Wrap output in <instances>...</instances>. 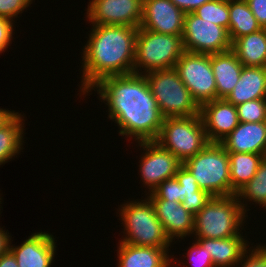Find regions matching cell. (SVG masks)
<instances>
[{"mask_svg": "<svg viewBox=\"0 0 266 267\" xmlns=\"http://www.w3.org/2000/svg\"><path fill=\"white\" fill-rule=\"evenodd\" d=\"M93 89L101 102H106L108 118L119 126V135L135 139V142L157 139L164 117L144 74L102 78L86 95Z\"/></svg>", "mask_w": 266, "mask_h": 267, "instance_id": "cell-1", "label": "cell"}, {"mask_svg": "<svg viewBox=\"0 0 266 267\" xmlns=\"http://www.w3.org/2000/svg\"><path fill=\"white\" fill-rule=\"evenodd\" d=\"M83 46L80 94H86L102 78L133 73L138 28L92 24Z\"/></svg>", "mask_w": 266, "mask_h": 267, "instance_id": "cell-2", "label": "cell"}, {"mask_svg": "<svg viewBox=\"0 0 266 267\" xmlns=\"http://www.w3.org/2000/svg\"><path fill=\"white\" fill-rule=\"evenodd\" d=\"M118 209L124 227L120 242L133 246L169 248L171 241L155 214L151 200L127 201Z\"/></svg>", "mask_w": 266, "mask_h": 267, "instance_id": "cell-3", "label": "cell"}, {"mask_svg": "<svg viewBox=\"0 0 266 267\" xmlns=\"http://www.w3.org/2000/svg\"><path fill=\"white\" fill-rule=\"evenodd\" d=\"M247 216L236 195L212 197L194 215V239H223L239 235Z\"/></svg>", "mask_w": 266, "mask_h": 267, "instance_id": "cell-4", "label": "cell"}, {"mask_svg": "<svg viewBox=\"0 0 266 267\" xmlns=\"http://www.w3.org/2000/svg\"><path fill=\"white\" fill-rule=\"evenodd\" d=\"M184 52L182 35L160 34L139 27L133 73L175 68Z\"/></svg>", "mask_w": 266, "mask_h": 267, "instance_id": "cell-5", "label": "cell"}, {"mask_svg": "<svg viewBox=\"0 0 266 267\" xmlns=\"http://www.w3.org/2000/svg\"><path fill=\"white\" fill-rule=\"evenodd\" d=\"M183 165L192 173L201 190L212 197L231 196L228 152L220 143H209Z\"/></svg>", "mask_w": 266, "mask_h": 267, "instance_id": "cell-6", "label": "cell"}, {"mask_svg": "<svg viewBox=\"0 0 266 267\" xmlns=\"http://www.w3.org/2000/svg\"><path fill=\"white\" fill-rule=\"evenodd\" d=\"M144 75L164 118L200 114V107L183 84L175 68L155 70Z\"/></svg>", "mask_w": 266, "mask_h": 267, "instance_id": "cell-7", "label": "cell"}, {"mask_svg": "<svg viewBox=\"0 0 266 267\" xmlns=\"http://www.w3.org/2000/svg\"><path fill=\"white\" fill-rule=\"evenodd\" d=\"M184 163L199 153L209 141L200 114L188 117L164 118L155 140Z\"/></svg>", "mask_w": 266, "mask_h": 267, "instance_id": "cell-8", "label": "cell"}, {"mask_svg": "<svg viewBox=\"0 0 266 267\" xmlns=\"http://www.w3.org/2000/svg\"><path fill=\"white\" fill-rule=\"evenodd\" d=\"M175 69L199 107L216 99L211 54L185 51L177 61Z\"/></svg>", "mask_w": 266, "mask_h": 267, "instance_id": "cell-9", "label": "cell"}, {"mask_svg": "<svg viewBox=\"0 0 266 267\" xmlns=\"http://www.w3.org/2000/svg\"><path fill=\"white\" fill-rule=\"evenodd\" d=\"M182 40L184 50L191 53L215 54L232 49L224 27L203 20L193 12L185 14Z\"/></svg>", "mask_w": 266, "mask_h": 267, "instance_id": "cell-10", "label": "cell"}, {"mask_svg": "<svg viewBox=\"0 0 266 267\" xmlns=\"http://www.w3.org/2000/svg\"><path fill=\"white\" fill-rule=\"evenodd\" d=\"M138 145L145 151L138 165L140 178L152 193L164 180L175 177L183 163L156 141H140Z\"/></svg>", "mask_w": 266, "mask_h": 267, "instance_id": "cell-11", "label": "cell"}, {"mask_svg": "<svg viewBox=\"0 0 266 267\" xmlns=\"http://www.w3.org/2000/svg\"><path fill=\"white\" fill-rule=\"evenodd\" d=\"M86 17L91 24L139 28L143 0H91Z\"/></svg>", "mask_w": 266, "mask_h": 267, "instance_id": "cell-12", "label": "cell"}, {"mask_svg": "<svg viewBox=\"0 0 266 267\" xmlns=\"http://www.w3.org/2000/svg\"><path fill=\"white\" fill-rule=\"evenodd\" d=\"M185 13L170 0H143L140 27L160 34L182 35Z\"/></svg>", "mask_w": 266, "mask_h": 267, "instance_id": "cell-13", "label": "cell"}, {"mask_svg": "<svg viewBox=\"0 0 266 267\" xmlns=\"http://www.w3.org/2000/svg\"><path fill=\"white\" fill-rule=\"evenodd\" d=\"M209 143H220L239 124L236 106L225 99H215L200 107Z\"/></svg>", "mask_w": 266, "mask_h": 267, "instance_id": "cell-14", "label": "cell"}, {"mask_svg": "<svg viewBox=\"0 0 266 267\" xmlns=\"http://www.w3.org/2000/svg\"><path fill=\"white\" fill-rule=\"evenodd\" d=\"M52 234L35 232L20 246H10L19 267H51L56 254V242Z\"/></svg>", "mask_w": 266, "mask_h": 267, "instance_id": "cell-15", "label": "cell"}, {"mask_svg": "<svg viewBox=\"0 0 266 267\" xmlns=\"http://www.w3.org/2000/svg\"><path fill=\"white\" fill-rule=\"evenodd\" d=\"M220 144L227 152L266 155V122H239Z\"/></svg>", "mask_w": 266, "mask_h": 267, "instance_id": "cell-16", "label": "cell"}, {"mask_svg": "<svg viewBox=\"0 0 266 267\" xmlns=\"http://www.w3.org/2000/svg\"><path fill=\"white\" fill-rule=\"evenodd\" d=\"M155 214L163 225L171 242L192 236L194 232V215L180 204L171 200H151Z\"/></svg>", "mask_w": 266, "mask_h": 267, "instance_id": "cell-17", "label": "cell"}, {"mask_svg": "<svg viewBox=\"0 0 266 267\" xmlns=\"http://www.w3.org/2000/svg\"><path fill=\"white\" fill-rule=\"evenodd\" d=\"M118 243V267H172L171 263H176V261H172L173 258L169 255V248L133 246L124 242Z\"/></svg>", "mask_w": 266, "mask_h": 267, "instance_id": "cell-18", "label": "cell"}, {"mask_svg": "<svg viewBox=\"0 0 266 267\" xmlns=\"http://www.w3.org/2000/svg\"><path fill=\"white\" fill-rule=\"evenodd\" d=\"M196 241L210 252L214 267H234L250 248L242 233L223 239L198 238Z\"/></svg>", "mask_w": 266, "mask_h": 267, "instance_id": "cell-19", "label": "cell"}, {"mask_svg": "<svg viewBox=\"0 0 266 267\" xmlns=\"http://www.w3.org/2000/svg\"><path fill=\"white\" fill-rule=\"evenodd\" d=\"M211 66L216 81V99H225L237 85L243 65L230 49L211 54Z\"/></svg>", "mask_w": 266, "mask_h": 267, "instance_id": "cell-20", "label": "cell"}, {"mask_svg": "<svg viewBox=\"0 0 266 267\" xmlns=\"http://www.w3.org/2000/svg\"><path fill=\"white\" fill-rule=\"evenodd\" d=\"M256 99H266V67L243 66L237 85L225 100L236 106Z\"/></svg>", "mask_w": 266, "mask_h": 267, "instance_id": "cell-21", "label": "cell"}, {"mask_svg": "<svg viewBox=\"0 0 266 267\" xmlns=\"http://www.w3.org/2000/svg\"><path fill=\"white\" fill-rule=\"evenodd\" d=\"M232 50L246 67H266V29L237 38Z\"/></svg>", "mask_w": 266, "mask_h": 267, "instance_id": "cell-22", "label": "cell"}, {"mask_svg": "<svg viewBox=\"0 0 266 267\" xmlns=\"http://www.w3.org/2000/svg\"><path fill=\"white\" fill-rule=\"evenodd\" d=\"M228 156L232 196L253 178L266 155L228 152Z\"/></svg>", "mask_w": 266, "mask_h": 267, "instance_id": "cell-23", "label": "cell"}, {"mask_svg": "<svg viewBox=\"0 0 266 267\" xmlns=\"http://www.w3.org/2000/svg\"><path fill=\"white\" fill-rule=\"evenodd\" d=\"M23 121L25 122L24 116L16 112L0 127V165L14 159L23 149V135H25Z\"/></svg>", "mask_w": 266, "mask_h": 267, "instance_id": "cell-24", "label": "cell"}, {"mask_svg": "<svg viewBox=\"0 0 266 267\" xmlns=\"http://www.w3.org/2000/svg\"><path fill=\"white\" fill-rule=\"evenodd\" d=\"M262 29L245 0H229V28L231 43L237 38Z\"/></svg>", "mask_w": 266, "mask_h": 267, "instance_id": "cell-25", "label": "cell"}, {"mask_svg": "<svg viewBox=\"0 0 266 267\" xmlns=\"http://www.w3.org/2000/svg\"><path fill=\"white\" fill-rule=\"evenodd\" d=\"M236 196L245 214L249 211L247 201L266 209V157L260 163L253 178L236 193Z\"/></svg>", "mask_w": 266, "mask_h": 267, "instance_id": "cell-26", "label": "cell"}, {"mask_svg": "<svg viewBox=\"0 0 266 267\" xmlns=\"http://www.w3.org/2000/svg\"><path fill=\"white\" fill-rule=\"evenodd\" d=\"M203 20L229 28V0H211L198 7L194 12Z\"/></svg>", "mask_w": 266, "mask_h": 267, "instance_id": "cell-27", "label": "cell"}, {"mask_svg": "<svg viewBox=\"0 0 266 267\" xmlns=\"http://www.w3.org/2000/svg\"><path fill=\"white\" fill-rule=\"evenodd\" d=\"M239 122H266V99L236 105Z\"/></svg>", "mask_w": 266, "mask_h": 267, "instance_id": "cell-28", "label": "cell"}, {"mask_svg": "<svg viewBox=\"0 0 266 267\" xmlns=\"http://www.w3.org/2000/svg\"><path fill=\"white\" fill-rule=\"evenodd\" d=\"M147 194L150 200L182 201L181 185L176 177L164 180L152 193Z\"/></svg>", "mask_w": 266, "mask_h": 267, "instance_id": "cell-29", "label": "cell"}, {"mask_svg": "<svg viewBox=\"0 0 266 267\" xmlns=\"http://www.w3.org/2000/svg\"><path fill=\"white\" fill-rule=\"evenodd\" d=\"M255 246L250 247L234 267H266V245Z\"/></svg>", "mask_w": 266, "mask_h": 267, "instance_id": "cell-30", "label": "cell"}, {"mask_svg": "<svg viewBox=\"0 0 266 267\" xmlns=\"http://www.w3.org/2000/svg\"><path fill=\"white\" fill-rule=\"evenodd\" d=\"M175 177L177 178L179 184L181 185L182 199L184 196L195 195V193H208L199 188L195 177L184 165H182L178 169Z\"/></svg>", "mask_w": 266, "mask_h": 267, "instance_id": "cell-31", "label": "cell"}, {"mask_svg": "<svg viewBox=\"0 0 266 267\" xmlns=\"http://www.w3.org/2000/svg\"><path fill=\"white\" fill-rule=\"evenodd\" d=\"M187 259L193 267H214L210 252L204 249L196 240L187 250Z\"/></svg>", "mask_w": 266, "mask_h": 267, "instance_id": "cell-32", "label": "cell"}, {"mask_svg": "<svg viewBox=\"0 0 266 267\" xmlns=\"http://www.w3.org/2000/svg\"><path fill=\"white\" fill-rule=\"evenodd\" d=\"M33 0H0V16L14 19L32 4Z\"/></svg>", "mask_w": 266, "mask_h": 267, "instance_id": "cell-33", "label": "cell"}, {"mask_svg": "<svg viewBox=\"0 0 266 267\" xmlns=\"http://www.w3.org/2000/svg\"><path fill=\"white\" fill-rule=\"evenodd\" d=\"M211 198L209 193H195V195L184 196L180 204L186 211L195 215Z\"/></svg>", "mask_w": 266, "mask_h": 267, "instance_id": "cell-34", "label": "cell"}, {"mask_svg": "<svg viewBox=\"0 0 266 267\" xmlns=\"http://www.w3.org/2000/svg\"><path fill=\"white\" fill-rule=\"evenodd\" d=\"M14 23L11 19L0 16V53L12 44L14 33Z\"/></svg>", "mask_w": 266, "mask_h": 267, "instance_id": "cell-35", "label": "cell"}, {"mask_svg": "<svg viewBox=\"0 0 266 267\" xmlns=\"http://www.w3.org/2000/svg\"><path fill=\"white\" fill-rule=\"evenodd\" d=\"M259 25L266 29V0H245Z\"/></svg>", "mask_w": 266, "mask_h": 267, "instance_id": "cell-36", "label": "cell"}, {"mask_svg": "<svg viewBox=\"0 0 266 267\" xmlns=\"http://www.w3.org/2000/svg\"><path fill=\"white\" fill-rule=\"evenodd\" d=\"M176 7L181 9L185 14L194 12L198 7L211 0H170Z\"/></svg>", "mask_w": 266, "mask_h": 267, "instance_id": "cell-37", "label": "cell"}, {"mask_svg": "<svg viewBox=\"0 0 266 267\" xmlns=\"http://www.w3.org/2000/svg\"><path fill=\"white\" fill-rule=\"evenodd\" d=\"M0 267H19L15 256L10 250L0 256Z\"/></svg>", "mask_w": 266, "mask_h": 267, "instance_id": "cell-38", "label": "cell"}, {"mask_svg": "<svg viewBox=\"0 0 266 267\" xmlns=\"http://www.w3.org/2000/svg\"><path fill=\"white\" fill-rule=\"evenodd\" d=\"M11 236L0 227V256L9 250Z\"/></svg>", "mask_w": 266, "mask_h": 267, "instance_id": "cell-39", "label": "cell"}, {"mask_svg": "<svg viewBox=\"0 0 266 267\" xmlns=\"http://www.w3.org/2000/svg\"><path fill=\"white\" fill-rule=\"evenodd\" d=\"M16 112L0 108V127L4 125Z\"/></svg>", "mask_w": 266, "mask_h": 267, "instance_id": "cell-40", "label": "cell"}]
</instances>
